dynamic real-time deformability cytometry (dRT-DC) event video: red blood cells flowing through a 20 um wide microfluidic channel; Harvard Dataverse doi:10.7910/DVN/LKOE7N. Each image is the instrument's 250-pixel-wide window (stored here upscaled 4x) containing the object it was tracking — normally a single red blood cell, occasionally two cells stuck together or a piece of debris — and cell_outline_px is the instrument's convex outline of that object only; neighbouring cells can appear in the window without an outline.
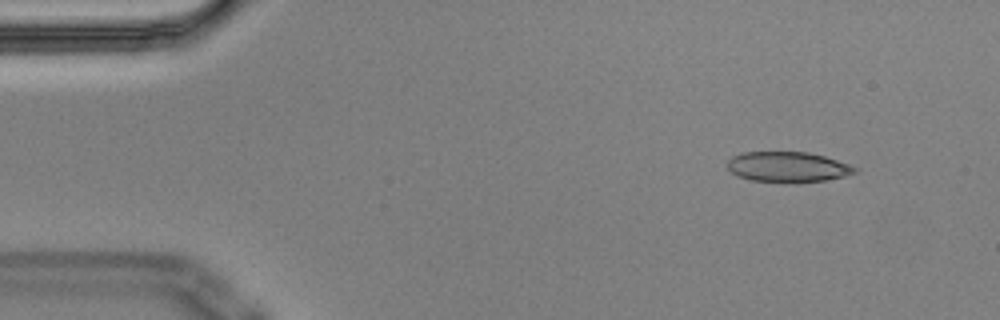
{"species": "Egyptian fruit bat (a non-hibernating species)", "species_latin": "Rousettus aegyptiacus", "temperature_condition": "cold", "stored_images_in_passage": 5, "camera_frame_rate_fps": 3000, "um_per_image_px": 0.085, "animal": {"sex": "male"}, "frame": {"image": 1, "passage_image": 2, "time_ms": 0.333, "image_size_px": [1000, 320], "cell_outline_px": [[860, 168], [856, 172], [844, 176], [824, 180], [748, 180], [736, 176], [728, 168], [728, 160], [732, 156], [740, 152], [808, 152], [824, 156]], "centroid_in_image_um": [66.93, 14.15], "position_along_channel_um": 18.1, "area_um2": 21.85}}
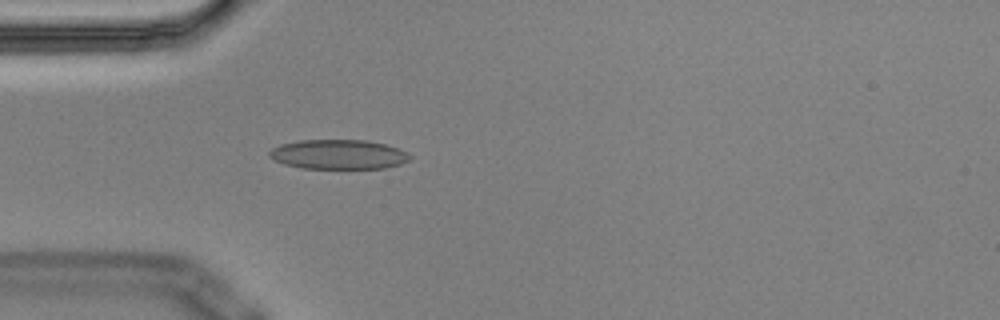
{"frame": {"image": 2, "passage_image": 5, "time_ms": 1.333, "image_size_px": [1000, 320], "cell_outline_px": [[412, 156], [408, 160], [400, 164], [384, 168], [300, 168], [284, 164], [268, 156], [268, 152], [272, 148], [280, 144], [300, 140], [364, 140], [384, 144], [396, 148]], "centroid_in_image_um": [28.71, 13.12], "position_along_channel_um": 56.3, "area_um2": 23.99}}